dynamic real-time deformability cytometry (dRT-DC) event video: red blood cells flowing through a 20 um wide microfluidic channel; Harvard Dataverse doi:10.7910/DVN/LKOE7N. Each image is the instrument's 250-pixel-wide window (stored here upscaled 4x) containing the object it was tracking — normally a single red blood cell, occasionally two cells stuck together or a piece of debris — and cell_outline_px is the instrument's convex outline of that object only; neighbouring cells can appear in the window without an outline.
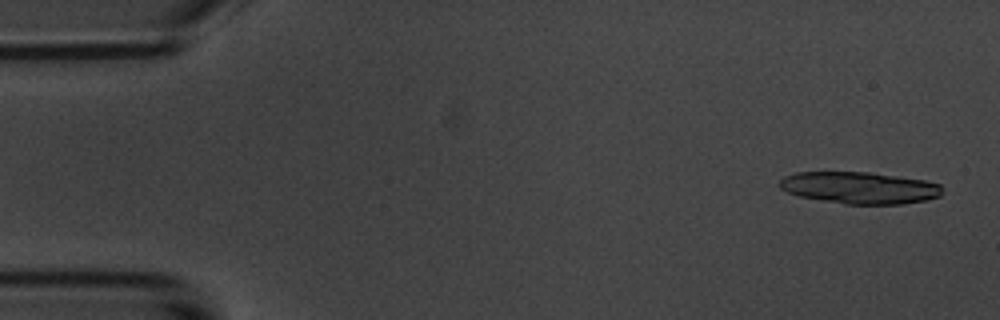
{"species": "common noctule bat (a hibernating species)", "species_latin": "Nyctalus noctula", "temperature_condition": "room temperature", "stored_images_in_passage": 4, "camera_frame_rate_fps": 3000, "um_per_image_px": 0.085, "animal": {"sex": "male", "body_mass_g": 20.1, "forearm_length_mm": 53.5}, "frame": {"image": 1, "passage_image": 1, "time_ms": 0.0, "image_size_px": [1000, 320], "cell_outline_px": [[944, 192], [940, 196], [924, 200], [904, 204], [844, 204], [800, 196], [788, 192], [780, 188], [776, 184], [784, 176], [796, 172], [868, 172], [924, 180], [940, 184], [944, 188]], "centroid_in_image_um": [73.07, 15.96], "position_along_channel_um": 11.9, "area_um2": 30.29}}